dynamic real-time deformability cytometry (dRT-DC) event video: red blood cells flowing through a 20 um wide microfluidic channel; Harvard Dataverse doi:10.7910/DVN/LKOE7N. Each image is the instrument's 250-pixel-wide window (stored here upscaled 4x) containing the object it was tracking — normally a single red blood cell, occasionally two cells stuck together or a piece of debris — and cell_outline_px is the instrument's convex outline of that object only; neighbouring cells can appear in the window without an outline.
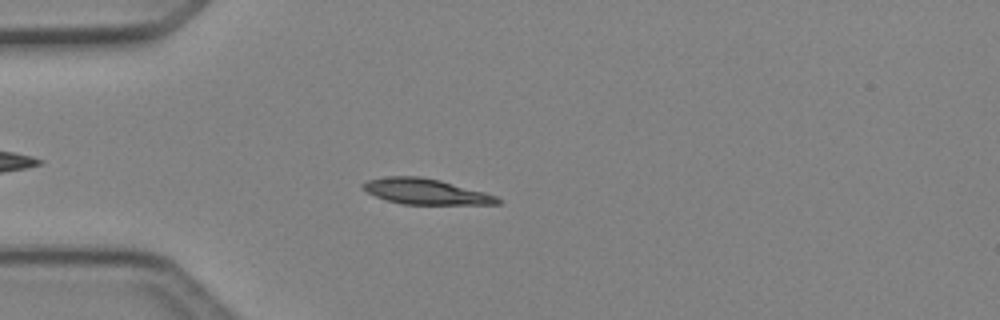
{"species": "Egyptian fruit bat (a non-hibernating species)", "species_latin": "Rousettus aegyptiacus", "temperature_condition": "cold", "stored_images_in_passage": 36, "camera_frame_rate_fps": 3000, "um_per_image_px": 0.085, "animal": {"sex": "female"}, "frame": {"image": 1, "passage_image": 6, "time_ms": 1.667, "image_size_px": [1000, 320], "cell_outline_px": [[504, 200], [500, 204], [400, 204], [376, 196], [360, 188], [360, 184], [368, 180], [388, 176], [420, 176], [440, 180], [484, 192], [496, 196]], "centroid_in_image_um": [36.18, 16.28], "position_along_channel_um": 48.8, "area_um2": 20.06}}
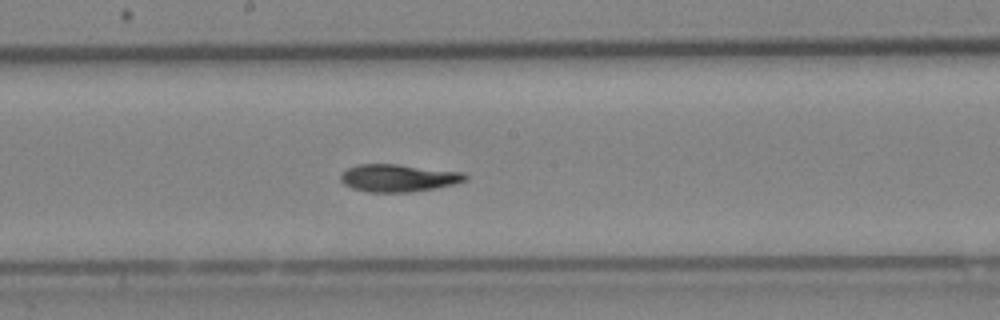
{"frame": {"image": 2, "passage_image": 19, "time_ms": 6.0, "image_size_px": [1000, 320], "cell_outline_px": [[468, 176], [464, 180], [452, 184], [436, 188], [412, 192], [368, 192], [352, 188], [344, 184], [340, 180], [340, 176], [348, 168], [356, 164], [396, 164], [464, 172]], "centroid_in_image_um": [33.84, 15.13], "position_along_channel_um": 214.4, "area_um2": 19.88}}
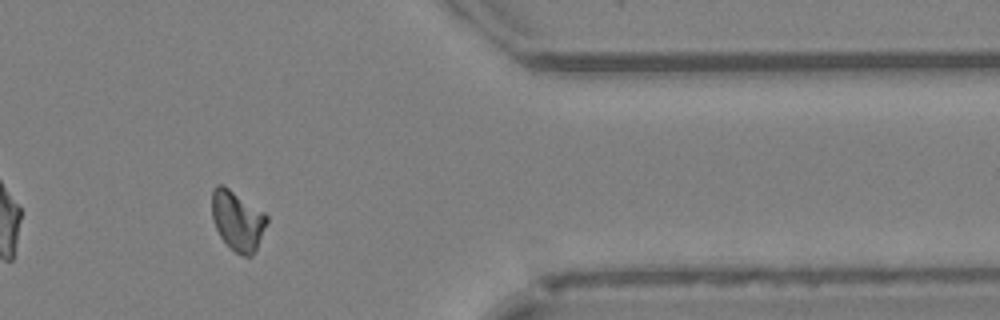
{"frame": {"image": 3, "passage_image": 33, "time_ms": 10.667, "image_size_px": [1000, 320], "cell_outline_px": [[268, 220], [256, 248], [252, 256], [244, 256], [236, 252], [220, 236], [216, 228], [212, 216], [212, 188], [216, 184], [220, 184], [228, 188], [264, 212], [268, 216]], "centroid_in_image_um": [20.18, 18.73], "position_along_channel_um": 391.2, "area_um2": 18.73}, "authors_computed_cell_mechanics": {"area_um2": 19.6231, "velocity_mm_per_s": 4.1814, "shape_relaxation_time_tau1_ms": 5.0493, "shape_relaxation_time_tau2_ms": 3.0982, "deformation_change_tau1": 0.1493, "deformation_change_tau2": 0.0706}}